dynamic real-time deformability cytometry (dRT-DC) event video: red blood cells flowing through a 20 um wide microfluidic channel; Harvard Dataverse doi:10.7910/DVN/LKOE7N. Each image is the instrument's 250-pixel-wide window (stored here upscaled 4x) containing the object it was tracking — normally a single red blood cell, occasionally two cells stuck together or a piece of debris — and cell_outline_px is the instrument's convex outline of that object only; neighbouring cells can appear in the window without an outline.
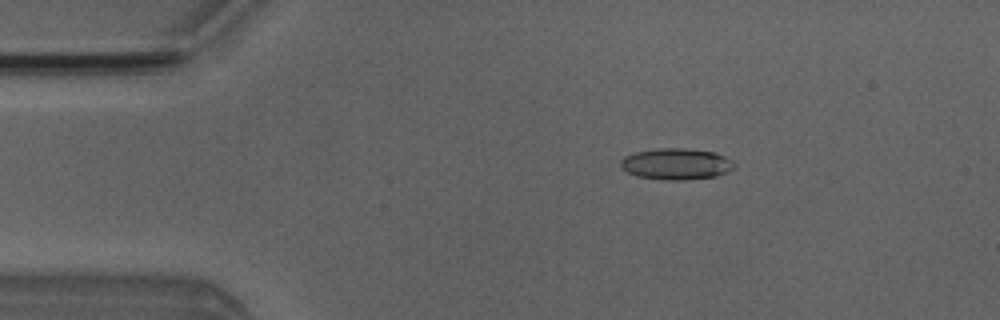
{"species": "Egyptian fruit bat (a non-hibernating species)", "species_latin": "Rousettus aegyptiacus", "temperature_condition": "room temperature", "stored_images_in_passage": 7, "camera_frame_rate_fps": 3000, "um_per_image_px": 0.085, "animal": {"sex": "male"}, "frame": {"image": 1, "passage_image": 2, "time_ms": 2.0, "image_size_px": [1000, 320], "cell_outline_px": [[736, 164], [732, 168], [716, 176], [684, 180], [664, 180], [636, 176], [620, 168], [620, 160], [624, 156], [636, 152], [660, 148], [684, 148], [712, 152], [724, 156], [732, 160]], "centroid_in_image_um": [57.43, 13.94], "position_along_channel_um": 27.6, "area_um2": 20.63}}